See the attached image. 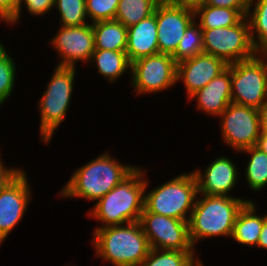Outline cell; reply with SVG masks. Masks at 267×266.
I'll return each instance as SVG.
<instances>
[{
	"label": "cell",
	"mask_w": 267,
	"mask_h": 266,
	"mask_svg": "<svg viewBox=\"0 0 267 266\" xmlns=\"http://www.w3.org/2000/svg\"><path fill=\"white\" fill-rule=\"evenodd\" d=\"M227 67L231 70L232 102L261 110L267 102V55L258 52Z\"/></svg>",
	"instance_id": "52a82bcc"
},
{
	"label": "cell",
	"mask_w": 267,
	"mask_h": 266,
	"mask_svg": "<svg viewBox=\"0 0 267 266\" xmlns=\"http://www.w3.org/2000/svg\"><path fill=\"white\" fill-rule=\"evenodd\" d=\"M142 167L138 166L88 210L87 217L101 224L94 229L139 221L144 210V192L148 171Z\"/></svg>",
	"instance_id": "7a4b0ae2"
},
{
	"label": "cell",
	"mask_w": 267,
	"mask_h": 266,
	"mask_svg": "<svg viewBox=\"0 0 267 266\" xmlns=\"http://www.w3.org/2000/svg\"><path fill=\"white\" fill-rule=\"evenodd\" d=\"M215 157L203 171L200 167L192 171L197 181L198 194L233 197L231 192L240 179L239 165L233 162L235 159L223 154Z\"/></svg>",
	"instance_id": "9a60e30c"
},
{
	"label": "cell",
	"mask_w": 267,
	"mask_h": 266,
	"mask_svg": "<svg viewBox=\"0 0 267 266\" xmlns=\"http://www.w3.org/2000/svg\"><path fill=\"white\" fill-rule=\"evenodd\" d=\"M149 182L146 176L143 212L189 221L198 196L197 181L192 171L182 172L150 191L147 189Z\"/></svg>",
	"instance_id": "8992f818"
},
{
	"label": "cell",
	"mask_w": 267,
	"mask_h": 266,
	"mask_svg": "<svg viewBox=\"0 0 267 266\" xmlns=\"http://www.w3.org/2000/svg\"><path fill=\"white\" fill-rule=\"evenodd\" d=\"M76 67L55 66L50 80L40 96L36 108L40 115V140L45 146L50 144L58 127L67 119L70 101L73 99Z\"/></svg>",
	"instance_id": "5b68a950"
},
{
	"label": "cell",
	"mask_w": 267,
	"mask_h": 266,
	"mask_svg": "<svg viewBox=\"0 0 267 266\" xmlns=\"http://www.w3.org/2000/svg\"><path fill=\"white\" fill-rule=\"evenodd\" d=\"M177 62L172 55L158 53L131 63L130 85L136 96L155 95L177 85Z\"/></svg>",
	"instance_id": "9c48e42d"
},
{
	"label": "cell",
	"mask_w": 267,
	"mask_h": 266,
	"mask_svg": "<svg viewBox=\"0 0 267 266\" xmlns=\"http://www.w3.org/2000/svg\"><path fill=\"white\" fill-rule=\"evenodd\" d=\"M4 43L0 40V106L7 102L13 95L16 77L18 76L17 65L13 56L10 55ZM17 74V76H16Z\"/></svg>",
	"instance_id": "4316f807"
},
{
	"label": "cell",
	"mask_w": 267,
	"mask_h": 266,
	"mask_svg": "<svg viewBox=\"0 0 267 266\" xmlns=\"http://www.w3.org/2000/svg\"><path fill=\"white\" fill-rule=\"evenodd\" d=\"M256 147L259 148L265 154H267V133L261 131Z\"/></svg>",
	"instance_id": "8d00e7d4"
},
{
	"label": "cell",
	"mask_w": 267,
	"mask_h": 266,
	"mask_svg": "<svg viewBox=\"0 0 267 266\" xmlns=\"http://www.w3.org/2000/svg\"><path fill=\"white\" fill-rule=\"evenodd\" d=\"M203 53V33L199 24L194 20L182 36L176 52L172 55L178 63Z\"/></svg>",
	"instance_id": "83f0119b"
},
{
	"label": "cell",
	"mask_w": 267,
	"mask_h": 266,
	"mask_svg": "<svg viewBox=\"0 0 267 266\" xmlns=\"http://www.w3.org/2000/svg\"><path fill=\"white\" fill-rule=\"evenodd\" d=\"M256 248L267 250V212L264 214V221Z\"/></svg>",
	"instance_id": "d590c367"
},
{
	"label": "cell",
	"mask_w": 267,
	"mask_h": 266,
	"mask_svg": "<svg viewBox=\"0 0 267 266\" xmlns=\"http://www.w3.org/2000/svg\"><path fill=\"white\" fill-rule=\"evenodd\" d=\"M221 139L225 146L238 152L256 146L262 131L259 109L231 102L218 117Z\"/></svg>",
	"instance_id": "30bf717a"
},
{
	"label": "cell",
	"mask_w": 267,
	"mask_h": 266,
	"mask_svg": "<svg viewBox=\"0 0 267 266\" xmlns=\"http://www.w3.org/2000/svg\"><path fill=\"white\" fill-rule=\"evenodd\" d=\"M171 3L195 11L199 7L205 6L207 0H169Z\"/></svg>",
	"instance_id": "e575fe53"
},
{
	"label": "cell",
	"mask_w": 267,
	"mask_h": 266,
	"mask_svg": "<svg viewBox=\"0 0 267 266\" xmlns=\"http://www.w3.org/2000/svg\"><path fill=\"white\" fill-rule=\"evenodd\" d=\"M20 0H0V23L8 24L16 15Z\"/></svg>",
	"instance_id": "d6a6232c"
},
{
	"label": "cell",
	"mask_w": 267,
	"mask_h": 266,
	"mask_svg": "<svg viewBox=\"0 0 267 266\" xmlns=\"http://www.w3.org/2000/svg\"><path fill=\"white\" fill-rule=\"evenodd\" d=\"M162 0H120L115 20L125 27L137 24L154 14L157 5Z\"/></svg>",
	"instance_id": "484cf974"
},
{
	"label": "cell",
	"mask_w": 267,
	"mask_h": 266,
	"mask_svg": "<svg viewBox=\"0 0 267 266\" xmlns=\"http://www.w3.org/2000/svg\"><path fill=\"white\" fill-rule=\"evenodd\" d=\"M54 4L55 0H20L19 8L16 15L6 26L9 25L15 27V25L20 23L19 19L21 20V13H23L24 7L25 9H27L26 11L31 14V16L38 18V16L43 17L46 14H49L52 9L54 10Z\"/></svg>",
	"instance_id": "4dcf8cb0"
},
{
	"label": "cell",
	"mask_w": 267,
	"mask_h": 266,
	"mask_svg": "<svg viewBox=\"0 0 267 266\" xmlns=\"http://www.w3.org/2000/svg\"><path fill=\"white\" fill-rule=\"evenodd\" d=\"M50 40L49 44L53 46L60 59L57 66L77 68L79 62L87 63L88 66L95 51L92 23L82 26H59Z\"/></svg>",
	"instance_id": "7c38bea8"
},
{
	"label": "cell",
	"mask_w": 267,
	"mask_h": 266,
	"mask_svg": "<svg viewBox=\"0 0 267 266\" xmlns=\"http://www.w3.org/2000/svg\"><path fill=\"white\" fill-rule=\"evenodd\" d=\"M120 0H85L86 14L90 23L115 20Z\"/></svg>",
	"instance_id": "f546056e"
},
{
	"label": "cell",
	"mask_w": 267,
	"mask_h": 266,
	"mask_svg": "<svg viewBox=\"0 0 267 266\" xmlns=\"http://www.w3.org/2000/svg\"><path fill=\"white\" fill-rule=\"evenodd\" d=\"M248 9H231L205 5L194 11L195 21L201 29L225 28L238 24Z\"/></svg>",
	"instance_id": "7402d4cb"
},
{
	"label": "cell",
	"mask_w": 267,
	"mask_h": 266,
	"mask_svg": "<svg viewBox=\"0 0 267 266\" xmlns=\"http://www.w3.org/2000/svg\"><path fill=\"white\" fill-rule=\"evenodd\" d=\"M156 9L154 14L127 28L126 54L130 62L159 53Z\"/></svg>",
	"instance_id": "ac0fdd59"
},
{
	"label": "cell",
	"mask_w": 267,
	"mask_h": 266,
	"mask_svg": "<svg viewBox=\"0 0 267 266\" xmlns=\"http://www.w3.org/2000/svg\"><path fill=\"white\" fill-rule=\"evenodd\" d=\"M252 199L237 196L198 194L189 224V236L196 249L198 241L209 238H231L240 209Z\"/></svg>",
	"instance_id": "277c9868"
},
{
	"label": "cell",
	"mask_w": 267,
	"mask_h": 266,
	"mask_svg": "<svg viewBox=\"0 0 267 266\" xmlns=\"http://www.w3.org/2000/svg\"><path fill=\"white\" fill-rule=\"evenodd\" d=\"M239 154L249 155L245 163L244 177L250 191L260 192L267 186V154L256 146L246 148Z\"/></svg>",
	"instance_id": "603a6c76"
},
{
	"label": "cell",
	"mask_w": 267,
	"mask_h": 266,
	"mask_svg": "<svg viewBox=\"0 0 267 266\" xmlns=\"http://www.w3.org/2000/svg\"><path fill=\"white\" fill-rule=\"evenodd\" d=\"M60 26H82L90 23L86 14L85 0H55Z\"/></svg>",
	"instance_id": "f1b7e54d"
},
{
	"label": "cell",
	"mask_w": 267,
	"mask_h": 266,
	"mask_svg": "<svg viewBox=\"0 0 267 266\" xmlns=\"http://www.w3.org/2000/svg\"><path fill=\"white\" fill-rule=\"evenodd\" d=\"M250 0H207L206 5L231 9H248Z\"/></svg>",
	"instance_id": "836d02e7"
},
{
	"label": "cell",
	"mask_w": 267,
	"mask_h": 266,
	"mask_svg": "<svg viewBox=\"0 0 267 266\" xmlns=\"http://www.w3.org/2000/svg\"><path fill=\"white\" fill-rule=\"evenodd\" d=\"M197 256V257H196ZM196 251L159 250L151 248L139 266H205Z\"/></svg>",
	"instance_id": "d4e9b609"
},
{
	"label": "cell",
	"mask_w": 267,
	"mask_h": 266,
	"mask_svg": "<svg viewBox=\"0 0 267 266\" xmlns=\"http://www.w3.org/2000/svg\"><path fill=\"white\" fill-rule=\"evenodd\" d=\"M251 42L258 52L267 51V0H250L246 14Z\"/></svg>",
	"instance_id": "cb8c5ba5"
},
{
	"label": "cell",
	"mask_w": 267,
	"mask_h": 266,
	"mask_svg": "<svg viewBox=\"0 0 267 266\" xmlns=\"http://www.w3.org/2000/svg\"><path fill=\"white\" fill-rule=\"evenodd\" d=\"M92 235L94 257L113 266H139L151 249L139 221L94 229Z\"/></svg>",
	"instance_id": "3957f363"
},
{
	"label": "cell",
	"mask_w": 267,
	"mask_h": 266,
	"mask_svg": "<svg viewBox=\"0 0 267 266\" xmlns=\"http://www.w3.org/2000/svg\"><path fill=\"white\" fill-rule=\"evenodd\" d=\"M25 169L0 192V246L24 218L32 201V187Z\"/></svg>",
	"instance_id": "4fadbf2b"
},
{
	"label": "cell",
	"mask_w": 267,
	"mask_h": 266,
	"mask_svg": "<svg viewBox=\"0 0 267 266\" xmlns=\"http://www.w3.org/2000/svg\"><path fill=\"white\" fill-rule=\"evenodd\" d=\"M201 30L203 53L222 59L227 65L251 59L258 53L251 42L246 16L234 26Z\"/></svg>",
	"instance_id": "ba28073f"
},
{
	"label": "cell",
	"mask_w": 267,
	"mask_h": 266,
	"mask_svg": "<svg viewBox=\"0 0 267 266\" xmlns=\"http://www.w3.org/2000/svg\"><path fill=\"white\" fill-rule=\"evenodd\" d=\"M24 169L19 167L7 166L1 155L0 148V192L12 182Z\"/></svg>",
	"instance_id": "1f68e13d"
},
{
	"label": "cell",
	"mask_w": 267,
	"mask_h": 266,
	"mask_svg": "<svg viewBox=\"0 0 267 266\" xmlns=\"http://www.w3.org/2000/svg\"><path fill=\"white\" fill-rule=\"evenodd\" d=\"M120 162L118 157H112L109 149L105 150L72 172L67 183L59 190V198H82L95 203L138 167Z\"/></svg>",
	"instance_id": "6da1fadb"
},
{
	"label": "cell",
	"mask_w": 267,
	"mask_h": 266,
	"mask_svg": "<svg viewBox=\"0 0 267 266\" xmlns=\"http://www.w3.org/2000/svg\"><path fill=\"white\" fill-rule=\"evenodd\" d=\"M253 201L246 202L238 212L231 236L237 244L249 248L257 247L264 221V214L258 213L260 210Z\"/></svg>",
	"instance_id": "d6986e66"
},
{
	"label": "cell",
	"mask_w": 267,
	"mask_h": 266,
	"mask_svg": "<svg viewBox=\"0 0 267 266\" xmlns=\"http://www.w3.org/2000/svg\"><path fill=\"white\" fill-rule=\"evenodd\" d=\"M260 112H261L262 131L267 133V102L262 107Z\"/></svg>",
	"instance_id": "74e56055"
},
{
	"label": "cell",
	"mask_w": 267,
	"mask_h": 266,
	"mask_svg": "<svg viewBox=\"0 0 267 266\" xmlns=\"http://www.w3.org/2000/svg\"><path fill=\"white\" fill-rule=\"evenodd\" d=\"M88 64L96 68L109 85L118 82L125 74H129V78L131 76V62L124 51L95 49Z\"/></svg>",
	"instance_id": "ffe728a7"
},
{
	"label": "cell",
	"mask_w": 267,
	"mask_h": 266,
	"mask_svg": "<svg viewBox=\"0 0 267 266\" xmlns=\"http://www.w3.org/2000/svg\"><path fill=\"white\" fill-rule=\"evenodd\" d=\"M187 100L188 102H192V100L196 101V110L199 112L218 118L232 102L231 70L227 67Z\"/></svg>",
	"instance_id": "e0dca14e"
},
{
	"label": "cell",
	"mask_w": 267,
	"mask_h": 266,
	"mask_svg": "<svg viewBox=\"0 0 267 266\" xmlns=\"http://www.w3.org/2000/svg\"><path fill=\"white\" fill-rule=\"evenodd\" d=\"M194 20L193 10L162 0L156 7L159 53L173 55L187 27Z\"/></svg>",
	"instance_id": "5bb4252c"
},
{
	"label": "cell",
	"mask_w": 267,
	"mask_h": 266,
	"mask_svg": "<svg viewBox=\"0 0 267 266\" xmlns=\"http://www.w3.org/2000/svg\"><path fill=\"white\" fill-rule=\"evenodd\" d=\"M227 66L222 59L210 54H197L177 63L176 82L183 84L188 99L223 72Z\"/></svg>",
	"instance_id": "2e32d148"
},
{
	"label": "cell",
	"mask_w": 267,
	"mask_h": 266,
	"mask_svg": "<svg viewBox=\"0 0 267 266\" xmlns=\"http://www.w3.org/2000/svg\"><path fill=\"white\" fill-rule=\"evenodd\" d=\"M139 222L150 248L197 251L190 240L188 221L151 212H142Z\"/></svg>",
	"instance_id": "8fae6325"
},
{
	"label": "cell",
	"mask_w": 267,
	"mask_h": 266,
	"mask_svg": "<svg viewBox=\"0 0 267 266\" xmlns=\"http://www.w3.org/2000/svg\"><path fill=\"white\" fill-rule=\"evenodd\" d=\"M95 49L124 51L127 48V27L116 20L92 23Z\"/></svg>",
	"instance_id": "44dd1931"
}]
</instances>
